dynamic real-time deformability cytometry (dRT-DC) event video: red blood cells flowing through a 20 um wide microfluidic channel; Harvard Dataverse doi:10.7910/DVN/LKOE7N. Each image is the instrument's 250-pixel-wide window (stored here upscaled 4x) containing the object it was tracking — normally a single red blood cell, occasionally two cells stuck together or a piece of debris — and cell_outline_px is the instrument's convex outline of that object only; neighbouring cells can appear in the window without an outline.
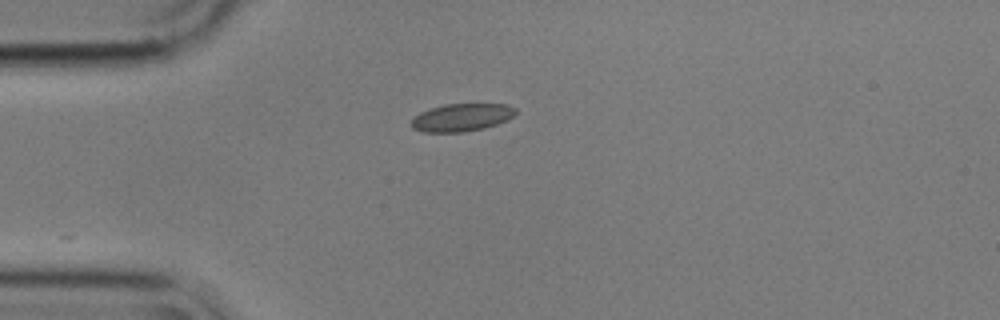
{"species": "common noctule bat (a hibernating species)", "species_latin": "Nyctalus noctula", "temperature_condition": "cold", "stored_images_in_passage": 1, "camera_frame_rate_fps": 3000, "um_per_image_px": 0.085, "animal": {"sex": "male", "body_mass_g": 17.9}, "frame": {"image": 1, "passage_image": 1, "time_ms": 0.0, "image_size_px": [1000, 320], "cell_outline_px": [[516, 112], [508, 120], [484, 128], [460, 132], [424, 132], [412, 128], [412, 120], [420, 112], [444, 104], [508, 104], [516, 108]], "centroid_in_image_um": [39.26, 9.98], "position_along_channel_um": 45.7, "area_um2": 16.7}}